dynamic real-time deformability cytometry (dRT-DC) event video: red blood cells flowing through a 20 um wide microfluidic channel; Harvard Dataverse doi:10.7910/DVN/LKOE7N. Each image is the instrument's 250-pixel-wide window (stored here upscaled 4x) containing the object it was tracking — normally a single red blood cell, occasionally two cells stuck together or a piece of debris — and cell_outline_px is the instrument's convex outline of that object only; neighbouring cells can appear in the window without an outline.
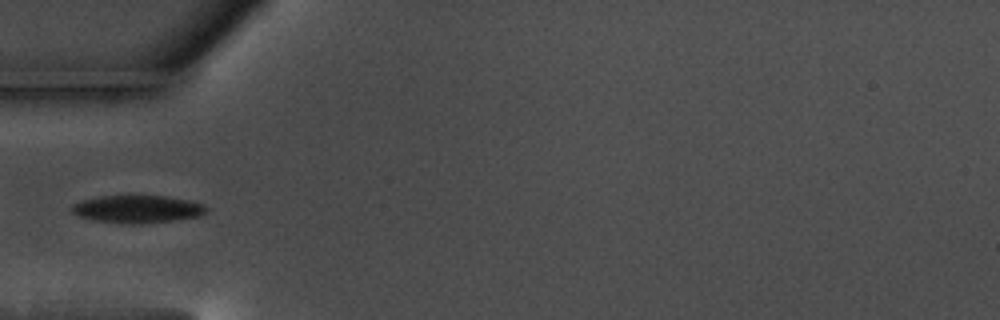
{"species": "common noctule bat (a hibernating species)", "species_latin": "Nyctalus noctula", "temperature_condition": "warm", "stored_images_in_passage": 37, "camera_frame_rate_fps": 3000, "um_per_image_px": 0.085, "animal": {"sex": "male", "body_mass_g": 17.5, "forearm_length_mm": 52.3}, "frame": {"image": 1, "passage_image": 1, "time_ms": 0.0, "image_size_px": [1000, 320], "cell_outline_px": [[208, 212], [200, 216], [176, 220], [140, 224], [124, 224], [96, 220], [80, 216], [72, 212], [72, 204], [84, 200], [104, 196], [164, 196], [188, 200], [204, 204], [208, 208]], "centroid_in_image_um": [11.75, 17.78], "position_along_channel_um": 73.3, "area_um2": 21.56}}